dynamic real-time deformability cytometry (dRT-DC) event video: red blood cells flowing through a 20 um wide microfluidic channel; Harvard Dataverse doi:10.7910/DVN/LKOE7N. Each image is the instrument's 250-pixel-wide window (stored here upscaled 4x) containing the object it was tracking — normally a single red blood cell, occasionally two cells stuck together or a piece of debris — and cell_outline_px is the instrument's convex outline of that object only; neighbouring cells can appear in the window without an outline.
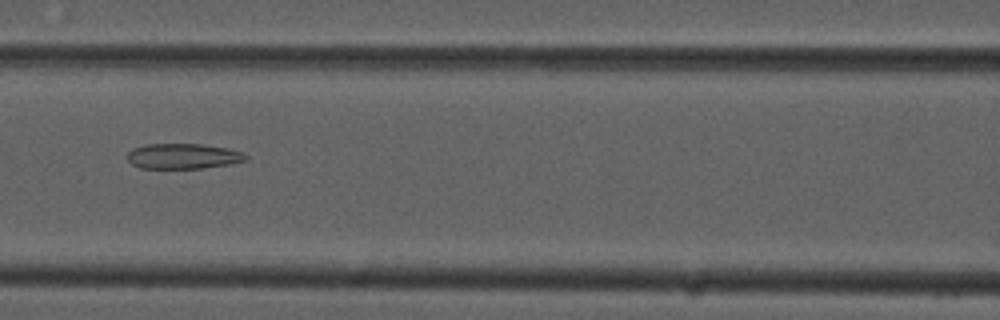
{"species": "common noctule bat (a hibernating species)", "species_latin": "Nyctalus noctula", "temperature_condition": "cold", "stored_images_in_passage": 40, "camera_frame_rate_fps": 3000, "um_per_image_px": 0.085, "animal": {"sex": "male", "forearm_length_mm": 52.5}, "frame": {"image": 1, "passage_image": 10, "time_ms": 3.0, "image_size_px": [1000, 320], "cell_outline_px": [[248, 160], [232, 164], [204, 168], [140, 168], [132, 164], [128, 160], [128, 152], [132, 148], [148, 144], [204, 144], [228, 148], [244, 152], [248, 156]], "centroid_in_image_um": [15.62, 13.27], "position_along_channel_um": 151.0, "area_um2": 17.69}}
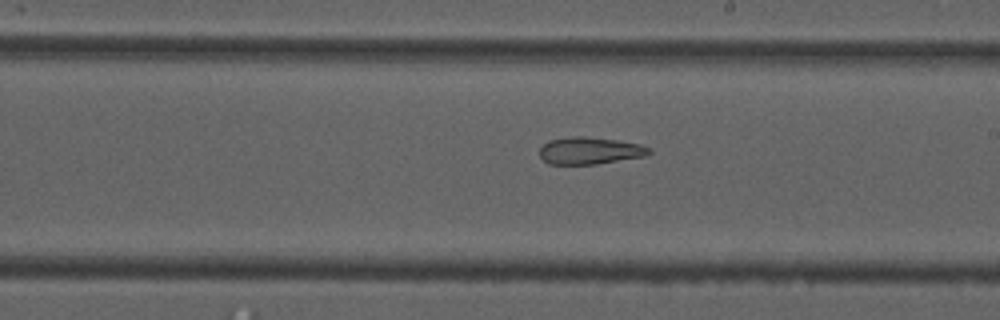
{"frame": {"image": 2, "passage_image": 17, "time_ms": 5.333, "image_size_px": [1000, 320], "cell_outline_px": [[652, 152], [648, 156], [596, 164], [548, 164], [540, 156], [540, 148], [548, 140], [572, 136], [584, 136], [616, 140], [640, 144], [652, 148]], "centroid_in_image_um": [50.17, 12.81], "position_along_channel_um": 238.8, "area_um2": 17.46}}
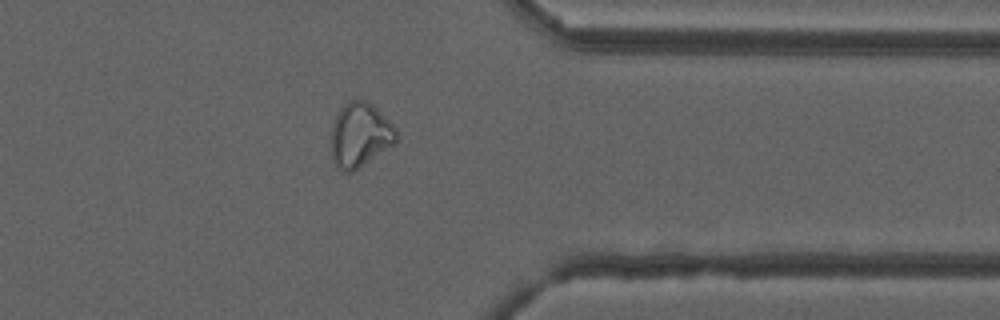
{"frame": {"image": 3, "passage_image": 29, "time_ms": 9.333, "image_size_px": [1000, 320], "cell_outline_px": [[400, 132], [396, 144], [352, 172], [344, 172], [336, 168], [332, 160], [328, 140], [332, 124], [340, 108], [348, 100], [364, 100], [372, 104]], "centroid_in_image_um": [30.57, 11.5], "position_along_channel_um": 380.8, "area_um2": 25.2}, "authors_computed_cell_mechanics": {"area_um2": 20.0855, "velocity_mm_per_s": 3.7839, "shape_relaxation_time_tau1_ms": null, "shape_relaxation_time_tau2_ms": 3.4329, "deformation_change_tau1": null, "deformation_change_tau2": 0.1118}}